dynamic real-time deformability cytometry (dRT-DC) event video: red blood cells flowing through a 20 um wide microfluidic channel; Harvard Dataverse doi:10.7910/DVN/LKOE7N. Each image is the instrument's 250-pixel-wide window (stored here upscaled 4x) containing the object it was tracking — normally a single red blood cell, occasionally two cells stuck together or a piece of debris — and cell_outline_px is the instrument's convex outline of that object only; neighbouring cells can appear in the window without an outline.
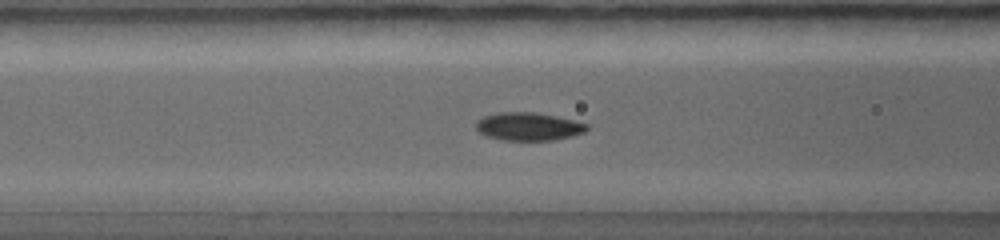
{"species": "common noctule bat (a hibernating species)", "species_latin": "Nyctalus noctula", "temperature_condition": "warm", "stored_images_in_passage": 54, "camera_frame_rate_fps": 5000, "um_per_image_px": 0.085, "animal": {"sex": "female", "body_mass_g": 19.0, "forearm_length_mm": 56.7}, "frame": {"image": 1, "passage_image": 20, "time_ms": 3.4, "image_size_px": [1000, 240], "cell_outline_px": [[588, 128], [580, 132], [568, 136], [548, 140], [508, 140], [488, 136], [480, 132], [476, 128], [476, 124], [480, 120], [488, 116], [508, 112], [528, 112], [552, 116], [588, 124]], "centroid_in_image_um": [44.9, 10.76], "position_along_channel_um": 121.7, "area_um2": 16.99}}
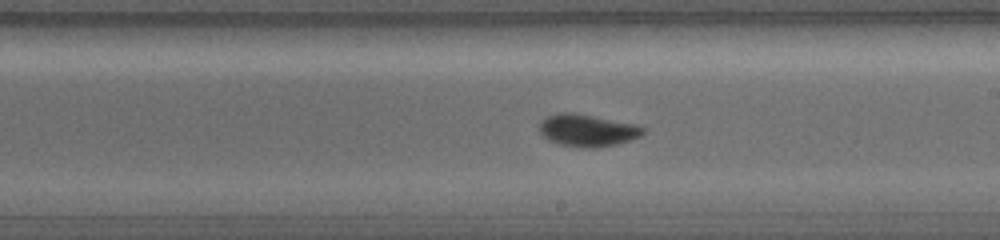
{"frame": {"image": 2, "passage_image": 30, "time_ms": 5.4, "image_size_px": [1000, 240], "cell_outline_px": [[640, 132], [636, 136], [612, 144], [564, 144], [552, 140], [540, 128], [540, 124], [548, 116], [568, 112], [572, 112], [624, 124], [640, 128]], "centroid_in_image_um": [49.79, 11.02], "position_along_channel_um": 239.2, "area_um2": 16.47}}
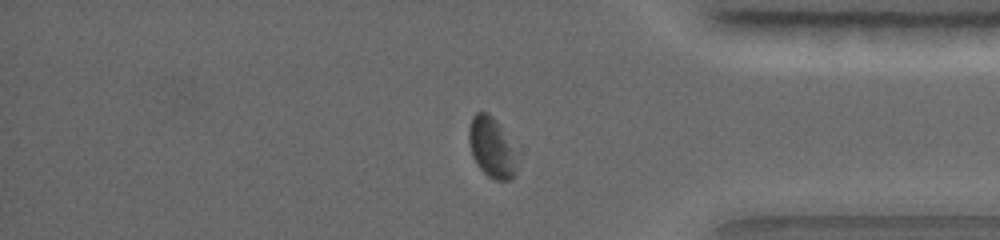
{"frame": {"image": 3, "passage_image": 45, "time_ms": 8.2, "image_size_px": [1000, 240], "cell_outline_px": [[512, 176], [508, 180], [496, 180], [488, 176], [480, 168], [472, 152], [468, 140], [468, 128], [472, 116], [476, 112], [484, 112], [496, 124], [504, 144], [512, 172]], "centroid_in_image_um": [41.54, 12.52], "position_along_channel_um": 393.7, "area_um2": 14.05}}